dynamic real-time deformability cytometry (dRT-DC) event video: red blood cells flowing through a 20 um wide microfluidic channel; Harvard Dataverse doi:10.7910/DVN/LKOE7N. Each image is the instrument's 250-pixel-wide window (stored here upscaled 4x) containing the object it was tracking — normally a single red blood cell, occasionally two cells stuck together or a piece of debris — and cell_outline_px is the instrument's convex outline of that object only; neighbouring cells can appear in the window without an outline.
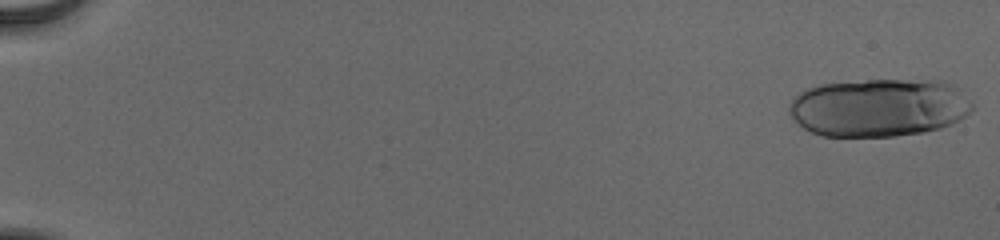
{"species": "human", "species_latin": "Homo sapiens", "temperature_condition": "cold", "stored_images_in_passage": 22, "camera_frame_rate_fps": 3000, "um_per_image_px": 0.085, "donor": {"sex": "male"}, "frame": {"image": 1, "passage_image": 1, "time_ms": 0.0, "image_size_px": [1000, 240], "cell_outline_px": [[972, 108], [960, 120], [952, 124], [940, 128], [924, 132], [896, 136], [824, 136], [812, 132], [804, 128], [788, 112], [788, 104], [804, 88], [820, 84], [868, 80], [944, 80], [956, 84], [972, 100]], "centroid_in_image_um": [74.75, 9.13], "position_along_channel_um": 10.2, "area_um2": 62.6}}
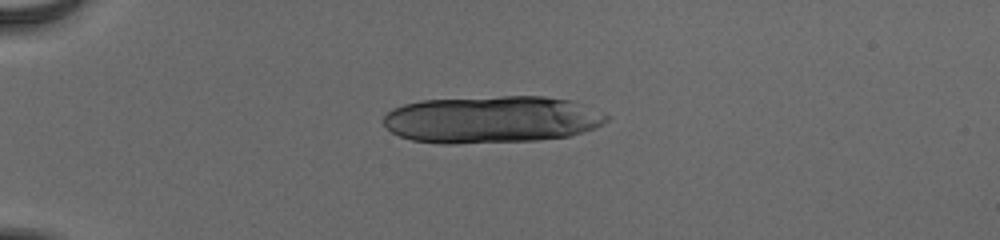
{"frame": {"image": 2, "passage_image": 15, "time_ms": 4.667, "image_size_px": [1000, 240], "cell_outline_px": [[612, 116], [604, 124], [596, 128], [568, 136], [540, 140], [452, 144], [440, 144], [412, 140], [400, 136], [392, 132], [384, 124], [384, 116], [392, 108], [404, 104], [420, 100], [500, 96], [544, 96], [572, 100], [604, 112]], "centroid_in_image_um": [41.84, 10.15], "position_along_channel_um": 43.2, "area_um2": 61.9}}